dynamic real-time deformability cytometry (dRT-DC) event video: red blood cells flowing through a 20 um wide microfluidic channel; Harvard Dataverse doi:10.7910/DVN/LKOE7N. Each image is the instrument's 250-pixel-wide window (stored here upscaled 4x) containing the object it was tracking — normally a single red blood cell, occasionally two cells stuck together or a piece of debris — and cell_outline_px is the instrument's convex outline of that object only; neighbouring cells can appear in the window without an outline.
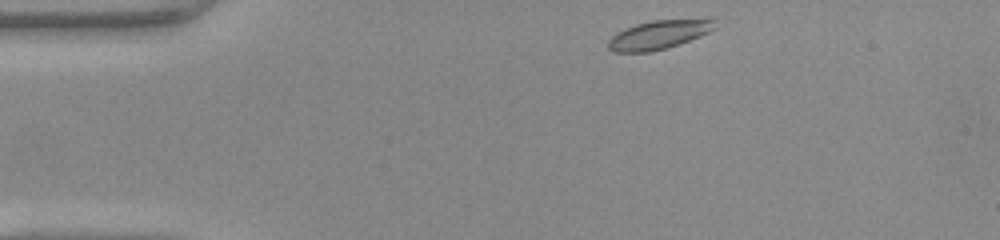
{"species": "common noctule bat (a hibernating species)", "species_latin": "Nyctalus noctula", "temperature_condition": "warm", "stored_images_in_passage": 41, "camera_frame_rate_fps": 3000, "um_per_image_px": 0.085, "animal": {"sex": "female", "body_mass_g": 22.0, "forearm_length_mm": 56.7}, "frame": {"image": 1, "passage_image": 1, "time_ms": 0.0, "image_size_px": [1000, 240], "cell_outline_px": [[716, 28], [700, 36], [664, 48], [648, 52], [612, 52], [608, 48], [608, 40], [616, 32], [624, 28], [636, 24], [652, 20], [712, 16], [716, 16]], "centroid_in_image_um": [56.08, 2.88], "position_along_channel_um": 28.9, "area_um2": 18.5}}
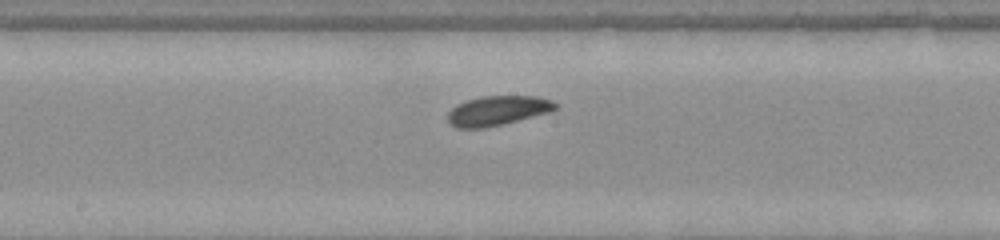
{"frame": {"image": 2, "passage_image": 18, "time_ms": 5.667, "image_size_px": [1000, 240], "cell_outline_px": [[556, 108], [552, 112], [504, 124], [484, 128], [456, 128], [448, 124], [448, 112], [456, 104], [464, 100], [480, 96], [536, 96], [552, 100], [556, 104]], "centroid_in_image_um": [42.27, 9.41], "position_along_channel_um": 205.9, "area_um2": 18.9}}
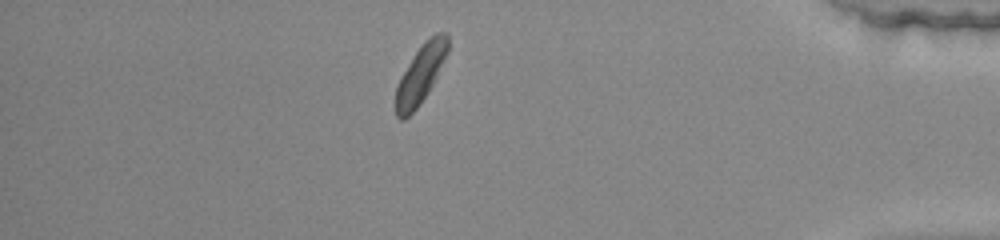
{"frame": {"image": 3, "passage_image": 35, "time_ms": 11.333, "image_size_px": [1000, 240], "cell_outline_px": [[448, 52], [428, 92], [416, 108], [404, 120], [400, 120], [396, 116], [396, 84], [400, 76], [412, 56], [424, 40], [436, 32], [448, 32]], "centroid_in_image_um": [35.73, 6.26], "position_along_channel_um": 399.5, "area_um2": 17.74}, "authors_computed_cell_mechanics": {"area_um2": 18.207, "velocity_mm_per_s": 4.1132, "shape_relaxation_time_tau1_ms": 2.7109, "shape_relaxation_time_tau2_ms": null, "deformation_change_tau1": 0.0701, "deformation_change_tau2": null}}